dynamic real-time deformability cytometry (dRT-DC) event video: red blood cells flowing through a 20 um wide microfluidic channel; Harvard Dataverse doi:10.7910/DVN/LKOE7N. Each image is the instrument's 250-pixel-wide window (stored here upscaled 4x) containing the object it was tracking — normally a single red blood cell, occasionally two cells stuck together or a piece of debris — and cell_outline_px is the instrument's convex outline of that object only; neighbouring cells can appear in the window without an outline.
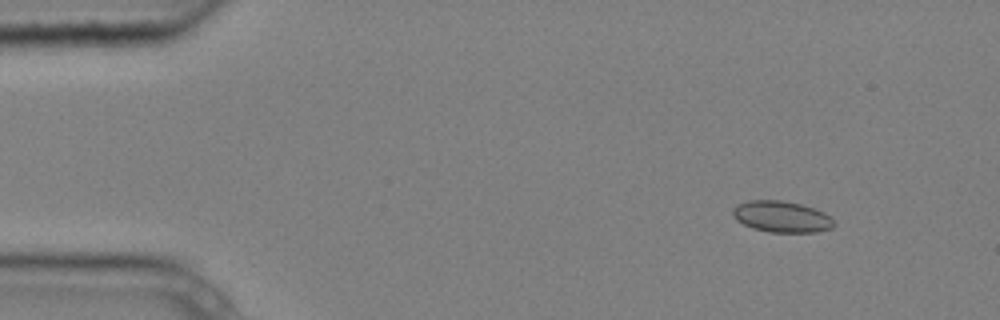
{"species": "common noctule bat (a hibernating species)", "species_latin": "Nyctalus noctula", "temperature_condition": "cold", "stored_images_in_passage": 8, "camera_frame_rate_fps": 3000, "um_per_image_px": 0.085, "animal": {"sex": "male", "body_mass_g": 20.4}, "frame": {"image": 1, "passage_image": 1, "time_ms": 0.0, "image_size_px": [1000, 320], "cell_outline_px": [[836, 224], [832, 228], [816, 232], [768, 232], [752, 228], [736, 220], [732, 216], [732, 208], [736, 204], [748, 200], [784, 200], [800, 204], [824, 212], [832, 216]], "centroid_in_image_um": [66.43, 18.41], "position_along_channel_um": 18.6, "area_um2": 18.73}}
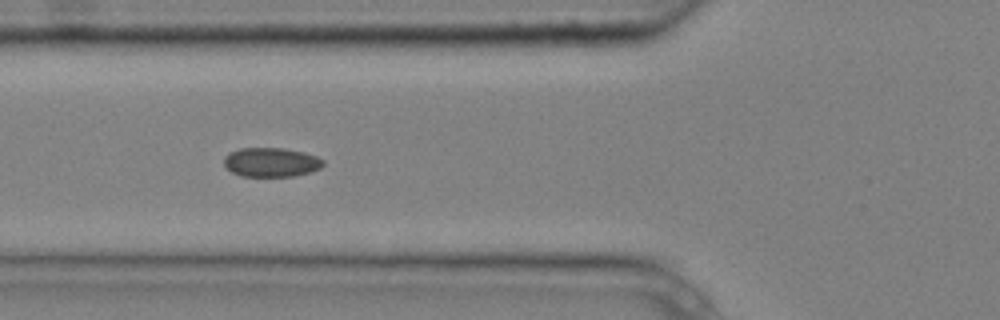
{"frame": {"image": 2, "passage_image": 5, "time_ms": 1.333, "image_size_px": [1000, 320], "cell_outline_px": [[324, 164], [320, 168], [312, 172], [292, 176], [240, 176], [232, 172], [224, 164], [224, 156], [228, 152], [240, 148], [284, 148], [304, 152], [316, 156], [324, 160]], "centroid_in_image_um": [23.05, 13.78], "position_along_channel_um": 102.8, "area_um2": 16.99}}
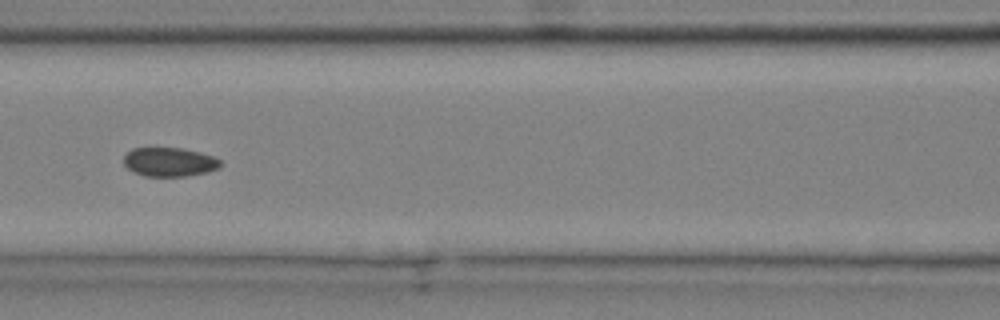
{"frame": {"image": 3, "passage_image": 6, "time_ms": 1.667, "image_size_px": [1000, 320], "cell_outline_px": [[220, 168], [208, 172], [184, 176], [144, 176], [128, 168], [124, 164], [124, 156], [132, 148], [184, 148], [200, 152], [212, 156], [220, 160]], "centroid_in_image_um": [14.42, 13.76], "position_along_channel_um": 152.2, "area_um2": 16.24}}